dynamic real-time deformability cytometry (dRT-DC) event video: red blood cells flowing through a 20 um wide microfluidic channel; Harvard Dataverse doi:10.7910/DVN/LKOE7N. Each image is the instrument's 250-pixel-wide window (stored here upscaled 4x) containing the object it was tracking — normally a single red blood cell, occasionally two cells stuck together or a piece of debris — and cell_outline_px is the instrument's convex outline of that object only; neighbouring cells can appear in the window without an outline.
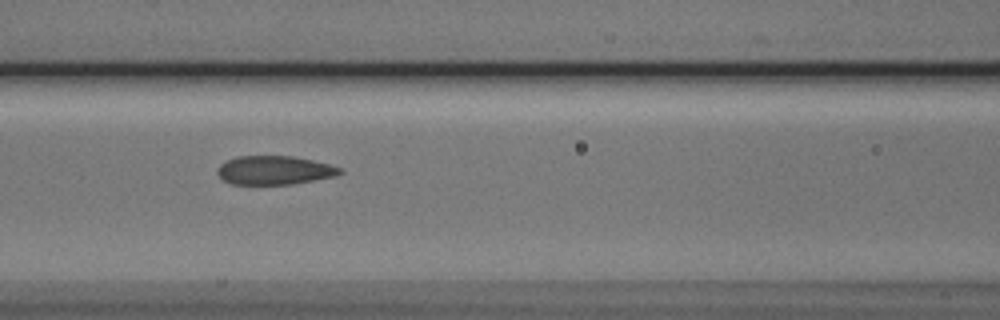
{"species": "Egyptian fruit bat (a non-hibernating species)", "species_latin": "Rousettus aegyptiacus", "temperature_condition": "cold", "stored_images_in_passage": 4, "camera_frame_rate_fps": 3000, "um_per_image_px": 0.085, "animal": {"sex": "male"}, "frame": {"image": 1, "passage_image": 3, "time_ms": 2.333, "image_size_px": [1000, 320], "cell_outline_px": [[344, 172], [336, 176], [292, 184], [232, 184], [224, 180], [216, 172], [216, 168], [220, 164], [236, 156], [292, 156], [312, 160], [328, 164], [340, 168]], "centroid_in_image_um": [23.31, 14.47], "position_along_channel_um": 143.3, "area_um2": 20.46}}
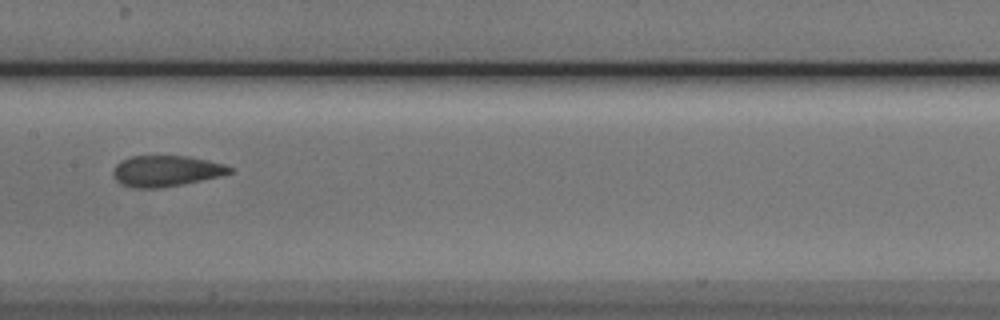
{"frame": {"image": 2, "passage_image": 4, "time_ms": 3.667, "image_size_px": [1000, 320], "cell_outline_px": [[232, 172], [184, 184], [160, 188], [132, 188], [120, 184], [112, 176], [112, 172], [116, 164], [120, 160], [132, 156], [188, 156], [208, 160], [224, 164], [232, 168]], "centroid_in_image_um": [14.04, 14.53], "position_along_channel_um": 193.4, "area_um2": 21.04}}